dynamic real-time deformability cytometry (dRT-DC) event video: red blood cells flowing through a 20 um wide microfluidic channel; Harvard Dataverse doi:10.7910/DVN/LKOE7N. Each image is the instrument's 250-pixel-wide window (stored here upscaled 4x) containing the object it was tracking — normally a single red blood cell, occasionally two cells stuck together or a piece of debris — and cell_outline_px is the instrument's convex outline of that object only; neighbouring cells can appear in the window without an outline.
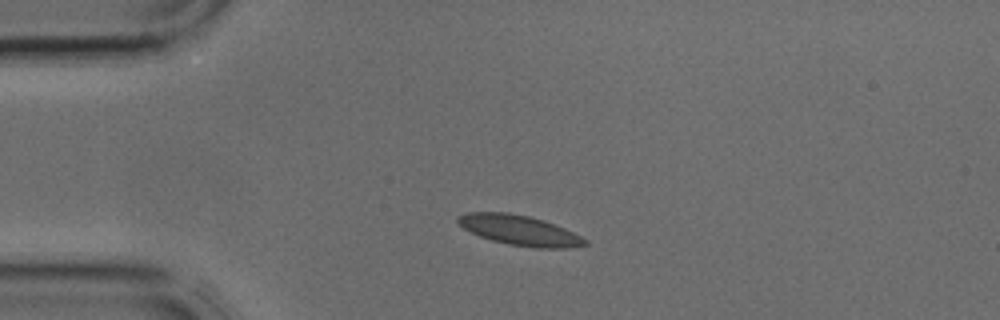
{"species": "common noctule bat (a hibernating species)", "species_latin": "Nyctalus noctula", "temperature_condition": "cold", "stored_images_in_passage": 1, "camera_frame_rate_fps": 3000, "um_per_image_px": 0.085, "animal": {"sex": "male", "body_mass_g": 17.9, "forearm_length_mm": 54.2}, "frame": {"image": 1, "passage_image": 1, "time_ms": 0.0, "image_size_px": [1000, 320], "cell_outline_px": [[588, 244], [564, 248], [536, 248], [508, 244], [492, 240], [480, 236], [464, 228], [456, 220], [456, 216], [468, 212], [508, 212], [528, 216], [544, 220], [564, 228], [588, 240]], "centroid_in_image_um": [44.15, 19.56], "position_along_channel_um": 40.9, "area_um2": 22.08}}